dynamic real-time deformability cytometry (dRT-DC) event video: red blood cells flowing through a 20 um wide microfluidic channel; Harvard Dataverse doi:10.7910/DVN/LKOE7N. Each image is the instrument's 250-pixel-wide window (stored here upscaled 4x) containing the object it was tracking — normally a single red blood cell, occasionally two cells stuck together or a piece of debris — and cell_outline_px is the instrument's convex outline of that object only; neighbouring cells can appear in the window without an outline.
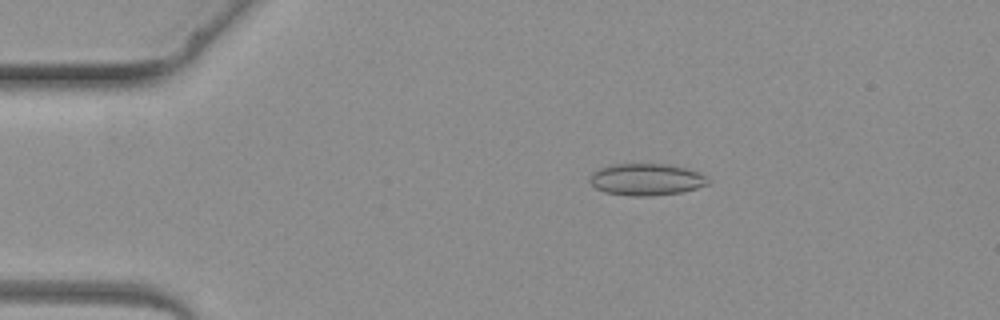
{"species": "common noctule bat (a hibernating species)", "species_latin": "Nyctalus noctula", "temperature_condition": "warm", "stored_images_in_passage": 3, "camera_frame_rate_fps": 3000, "um_per_image_px": 0.085, "animal": {"sex": "female", "body_mass_g": 19.3, "forearm_length_mm": 54.1}, "frame": {"image": 1, "passage_image": 2, "time_ms": 2.0, "image_size_px": [1000, 320], "cell_outline_px": [[712, 180], [708, 184], [696, 188], [680, 192], [652, 196], [632, 196], [604, 192], [596, 188], [588, 180], [592, 172], [600, 168], [616, 164], [668, 164], [700, 172]], "centroid_in_image_um": [54.95, 15.26], "position_along_channel_um": 30.0, "area_um2": 21.96}}